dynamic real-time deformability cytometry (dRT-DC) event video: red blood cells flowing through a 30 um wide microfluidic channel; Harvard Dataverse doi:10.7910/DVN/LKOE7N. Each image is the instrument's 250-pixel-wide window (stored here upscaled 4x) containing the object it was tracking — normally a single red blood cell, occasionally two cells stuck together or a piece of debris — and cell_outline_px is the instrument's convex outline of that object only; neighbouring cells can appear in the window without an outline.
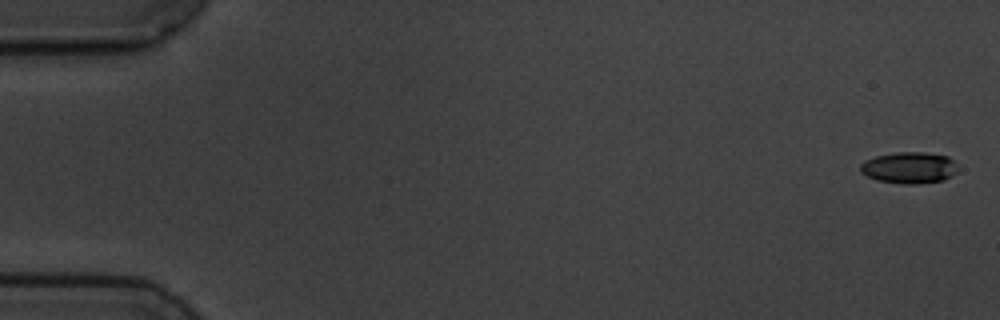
{"species": "common noctule bat (a hibernating species)", "species_latin": "Nyctalus noctula", "temperature_condition": "cold", "stored_images_in_passage": 14, "camera_frame_rate_fps": 3000, "um_per_image_px": 0.085, "animal": {"sex": "male", "body_mass_g": 19.5, "forearm_length_mm": 54.6}, "frame": {"image": 1, "passage_image": 1, "time_ms": 0.0, "image_size_px": [1000, 320], "cell_outline_px": [[956, 172], [952, 176], [944, 180], [912, 184], [904, 184], [876, 180], [860, 172], [860, 164], [864, 160], [876, 156], [896, 152], [924, 152], [948, 156], [956, 164]], "centroid_in_image_um": [77.26, 14.25], "position_along_channel_um": 7.7, "area_um2": 17.86}}
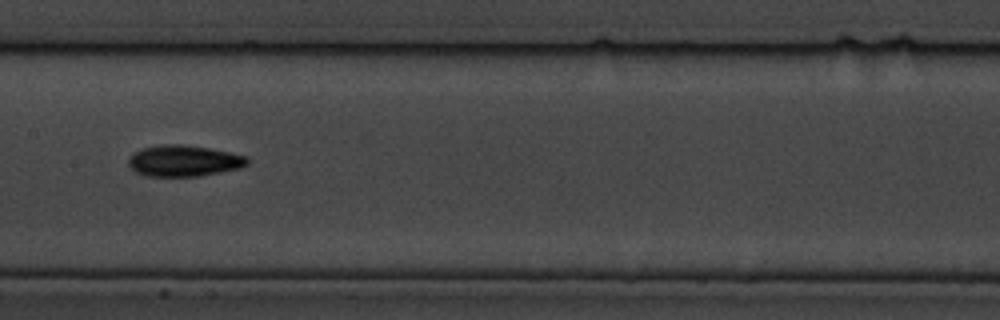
{"frame": {"image": 2, "passage_image": 8, "time_ms": 9.333, "image_size_px": [1000, 320], "cell_outline_px": [[248, 164], [240, 168], [200, 176], [148, 176], [136, 172], [128, 164], [128, 160], [136, 152], [144, 148], [164, 144], [180, 144], [208, 148], [228, 152], [244, 156], [248, 160]], "centroid_in_image_um": [15.63, 13.68], "position_along_channel_um": 191.8, "area_um2": 21.21}}
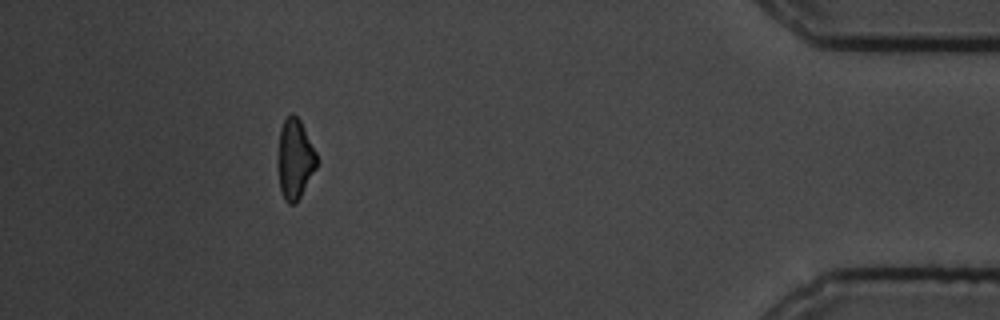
{"frame": {"image": 3, "passage_image": 14, "time_ms": 17.0, "image_size_px": [1000, 320], "cell_outline_px": [[316, 168], [296, 204], [288, 204], [284, 200], [280, 188], [280, 128], [284, 120], [292, 112], [300, 120], [316, 152]], "centroid_in_image_um": [25.09, 13.53], "position_along_channel_um": 410.1, "area_um2": 17.4}, "authors_computed_cell_mechanics": {"area_um2": 19.1896, "velocity_mm_per_s": 3.5473, "shape_relaxation_time_tau1_ms": 2.9411, "shape_relaxation_time_tau2_ms": null, "deformation_change_tau1": 0.1352, "deformation_change_tau2": null}}